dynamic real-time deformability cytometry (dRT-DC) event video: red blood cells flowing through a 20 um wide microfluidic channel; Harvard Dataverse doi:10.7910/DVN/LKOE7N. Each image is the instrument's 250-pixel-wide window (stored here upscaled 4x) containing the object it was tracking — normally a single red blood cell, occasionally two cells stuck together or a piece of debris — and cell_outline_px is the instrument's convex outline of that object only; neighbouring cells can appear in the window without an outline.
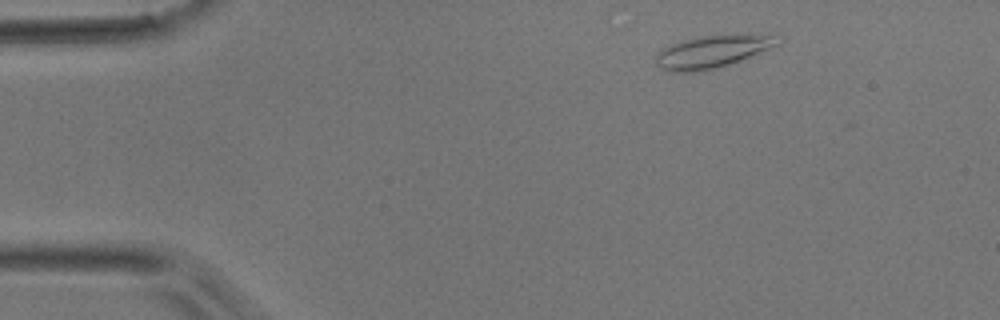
{"species": "common noctule bat (a hibernating species)", "species_latin": "Nyctalus noctula", "temperature_condition": "room temperature", "stored_images_in_passage": 48, "camera_frame_rate_fps": 3000, "um_per_image_px": 0.085, "animal": {"sex": "male", "body_mass_g": 17.9}, "frame": {"image": 1, "passage_image": 5, "time_ms": 1.333, "image_size_px": [1000, 320], "cell_outline_px": [[780, 44], [736, 64], [696, 72], [668, 72], [660, 68], [656, 64], [656, 56], [664, 48], [680, 40], [700, 36], [772, 36]], "centroid_in_image_um": [60.48, 4.45], "position_along_channel_um": 24.5, "area_um2": 22.72}}
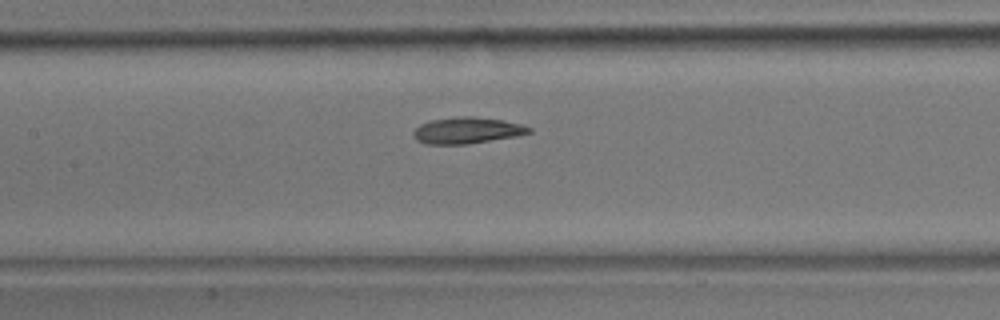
{"frame": {"image": 2, "passage_image": 21, "time_ms": 6.667, "image_size_px": [1000, 320], "cell_outline_px": [[532, 132], [516, 136], [468, 144], [424, 144], [416, 140], [412, 136], [412, 132], [420, 124], [432, 120], [456, 116], [472, 116], [504, 120], [520, 124], [532, 128]], "centroid_in_image_um": [39.67, 11.08], "position_along_channel_um": 167.7, "area_um2": 17.86}}
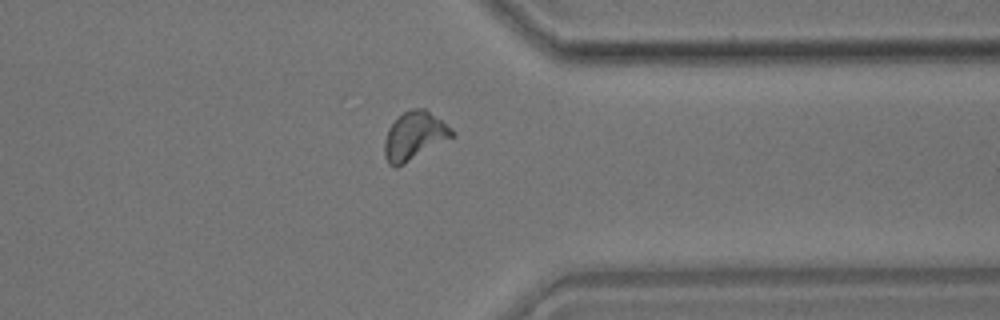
{"frame": {"image": 3, "passage_image": 37, "time_ms": 12.0, "image_size_px": [1000, 320], "cell_outline_px": [[456, 136], [404, 164], [396, 168], [388, 164], [384, 156], [384, 140], [388, 128], [404, 112], [412, 108], [424, 108], [452, 128], [456, 132]], "centroid_in_image_um": [35.24, 11.57], "position_along_channel_um": 376.2, "area_um2": 19.07}}